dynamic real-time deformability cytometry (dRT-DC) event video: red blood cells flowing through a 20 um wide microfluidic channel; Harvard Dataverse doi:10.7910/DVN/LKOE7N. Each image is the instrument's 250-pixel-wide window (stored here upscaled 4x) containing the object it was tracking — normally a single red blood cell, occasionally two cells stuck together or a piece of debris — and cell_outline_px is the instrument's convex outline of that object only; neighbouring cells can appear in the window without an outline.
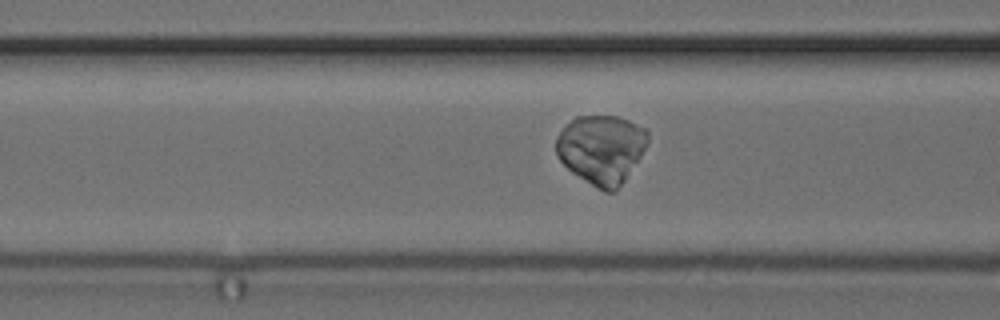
{"species": "common noctule bat (a hibernating species)", "species_latin": "Nyctalus noctula", "temperature_condition": "cold", "stored_images_in_passage": 36, "camera_frame_rate_fps": 3000, "um_per_image_px": 0.085, "animal": {"sex": "female", "body_mass_g": 24.6, "forearm_length_mm": 56.2}, "frame": {"image": 1, "passage_image": 5, "time_ms": 1.333, "image_size_px": [1000, 320], "cell_outline_px": [[648, 140], [640, 156], [624, 180], [612, 192], [604, 192], [572, 172], [560, 160], [556, 152], [556, 140], [560, 132], [576, 116], [616, 116], [628, 120], [644, 128], [648, 132]], "centroid_in_image_um": [51.11, 12.67], "position_along_channel_um": 115.5, "area_um2": 36.07}}
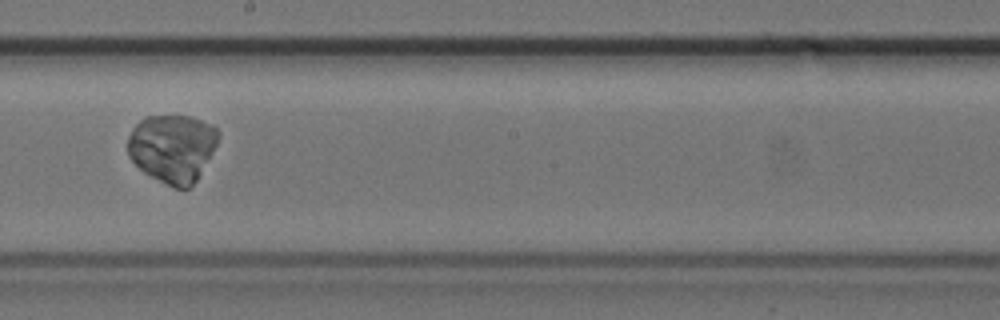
{"frame": {"image": 2, "passage_image": 14, "time_ms": 4.333, "image_size_px": [1000, 320], "cell_outline_px": [[216, 144], [196, 180], [188, 188], [176, 188], [144, 172], [128, 156], [128, 136], [132, 128], [144, 116], [188, 116], [212, 124], [216, 128]], "centroid_in_image_um": [14.61, 12.57], "position_along_channel_um": 233.6, "area_um2": 35.2}}
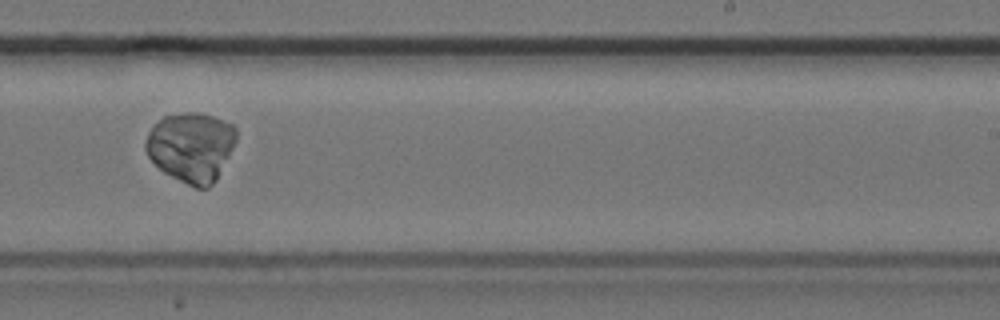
{"frame": {"image": 3, "passage_image": 17, "time_ms": 5.333, "image_size_px": [1000, 320], "cell_outline_px": [[236, 140], [228, 156], [212, 184], [208, 188], [196, 188], [164, 172], [148, 156], [144, 148], [144, 144], [148, 132], [164, 116], [184, 112], [196, 112], [212, 116], [232, 124], [236, 128]], "centroid_in_image_um": [16.23, 12.47], "position_along_channel_um": 272.8, "area_um2": 36.18}}